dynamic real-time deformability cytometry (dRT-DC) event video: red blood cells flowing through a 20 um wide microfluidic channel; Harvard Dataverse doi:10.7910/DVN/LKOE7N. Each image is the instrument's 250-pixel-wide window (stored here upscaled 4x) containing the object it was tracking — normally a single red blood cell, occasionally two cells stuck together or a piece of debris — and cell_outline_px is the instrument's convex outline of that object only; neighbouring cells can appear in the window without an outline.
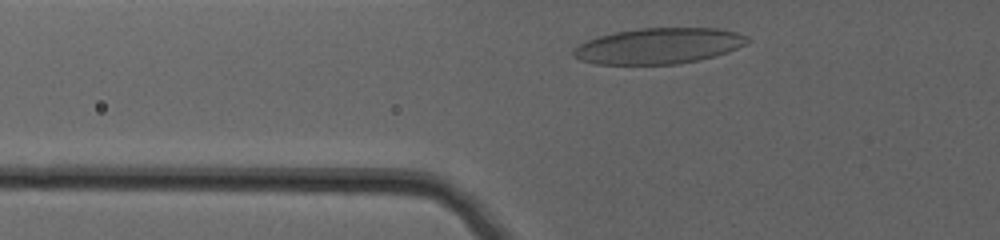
{"species": "human", "species_latin": "Homo sapiens", "temperature_condition": "warm", "stored_images_in_passage": 41, "camera_frame_rate_fps": 3000, "um_per_image_px": 0.085, "donor": {"sex": "female"}, "frame": {"image": 1, "passage_image": 6, "time_ms": 1.667, "image_size_px": [1000, 240], "cell_outline_px": [[748, 40], [744, 44], [728, 52], [716, 56], [700, 60], [676, 64], [596, 64], [580, 60], [572, 52], [580, 44], [596, 36], [616, 32], [640, 28], [716, 28], [736, 32], [748, 36]], "centroid_in_image_um": [56.0, 3.9], "position_along_channel_um": 69.8, "area_um2": 36.13}}
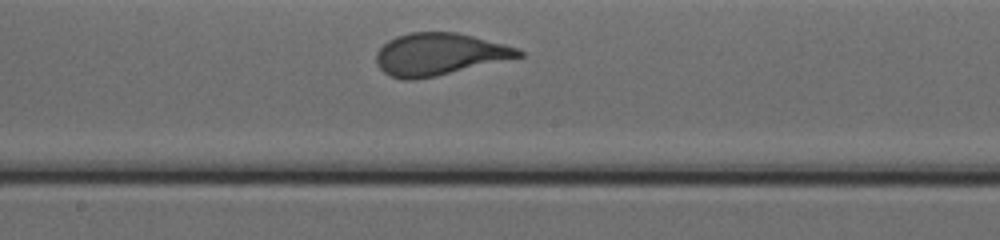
{"frame": {"image": 2, "passage_image": 22, "time_ms": 7.0, "image_size_px": [1000, 240], "cell_outline_px": [[524, 56], [436, 76], [416, 80], [400, 80], [384, 72], [376, 64], [376, 52], [388, 40], [396, 36], [412, 32], [456, 32], [472, 36], [516, 48], [524, 52]], "centroid_in_image_um": [37.29, 4.62], "position_along_channel_um": 210.9, "area_um2": 34.74}}
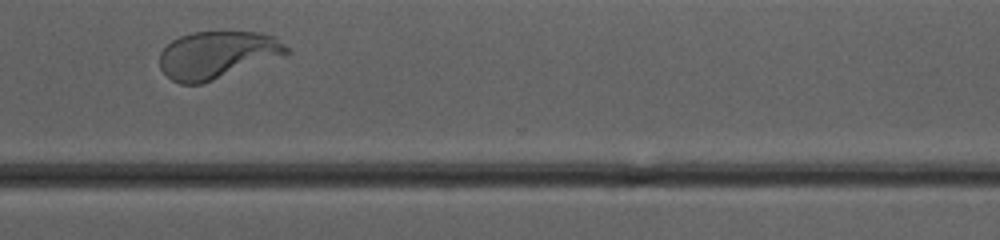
{"frame": {"image": 3, "passage_image": 37, "time_ms": 12.0, "image_size_px": [1000, 240], "cell_outline_px": [[288, 52], [212, 80], [200, 84], [180, 84], [172, 80], [160, 68], [160, 52], [172, 40], [180, 36], [192, 32], [260, 32], [276, 36], [288, 48]], "centroid_in_image_um": [18.39, 4.64], "position_along_channel_um": 352.2, "area_um2": 34.22}}